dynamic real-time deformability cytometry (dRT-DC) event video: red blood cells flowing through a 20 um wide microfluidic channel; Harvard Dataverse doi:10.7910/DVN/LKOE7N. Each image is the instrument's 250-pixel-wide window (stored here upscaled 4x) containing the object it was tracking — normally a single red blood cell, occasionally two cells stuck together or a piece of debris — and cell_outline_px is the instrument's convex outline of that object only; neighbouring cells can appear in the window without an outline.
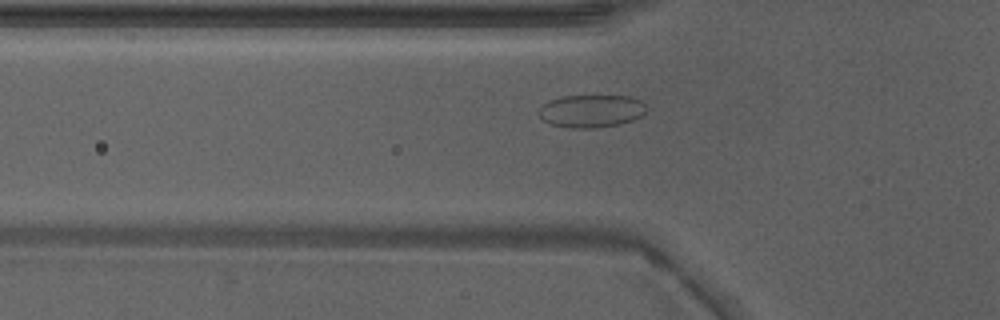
{"species": "Egyptian fruit bat (a non-hibernating species)", "species_latin": "Rousettus aegyptiacus", "temperature_condition": "warm", "stored_images_in_passage": 33, "camera_frame_rate_fps": 3000, "um_per_image_px": 0.085, "animal": {"sex": "male"}, "frame": {"image": 1, "passage_image": 2, "time_ms": 0.333, "image_size_px": [1000, 320], "cell_outline_px": [[644, 112], [640, 116], [632, 120], [620, 124], [592, 128], [572, 128], [552, 124], [544, 120], [536, 112], [548, 100], [560, 96], [628, 96], [640, 100], [644, 104]], "centroid_in_image_um": [50.22, 9.43], "position_along_channel_um": 75.6, "area_um2": 20.35}}
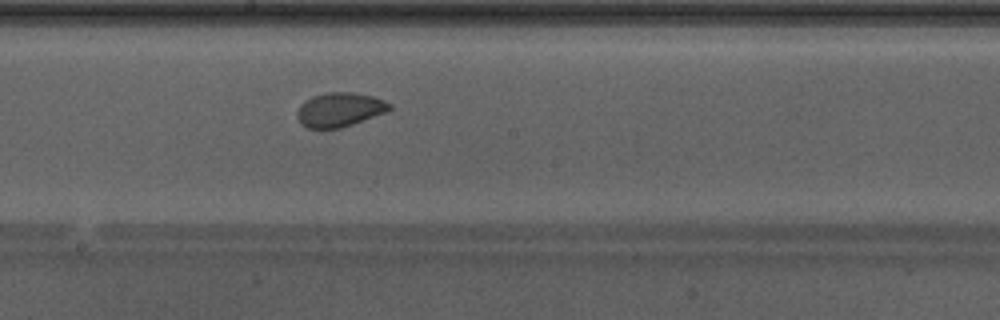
{"frame": {"image": 2, "passage_image": 12, "time_ms": 3.667, "image_size_px": [1000, 320], "cell_outline_px": [[392, 108], [388, 112], [340, 128], [308, 128], [300, 124], [296, 116], [296, 112], [300, 104], [304, 100], [312, 96], [328, 92], [352, 92], [372, 96], [384, 100], [392, 104]], "centroid_in_image_um": [28.86, 9.32], "position_along_channel_um": 219.3, "area_um2": 18.61}}
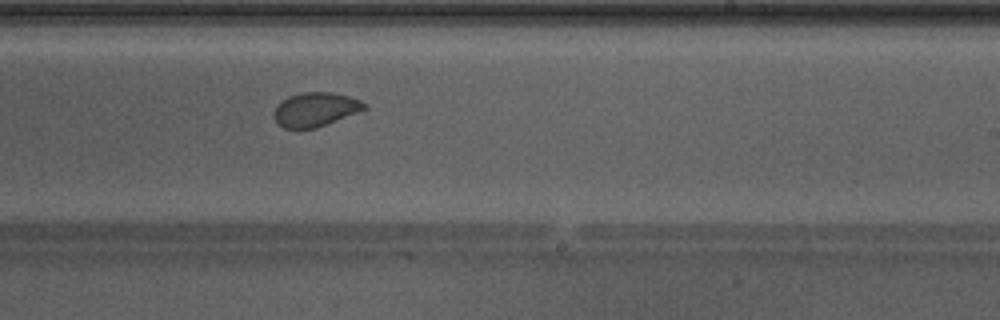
{"frame": {"image": 3, "passage_image": 15, "time_ms": 4.667, "image_size_px": [1000, 320], "cell_outline_px": [[368, 108], [316, 128], [284, 128], [276, 120], [276, 108], [288, 96], [300, 92], [332, 92], [348, 96], [360, 100], [368, 104]], "centroid_in_image_um": [26.87, 9.29], "position_along_channel_um": 262.1, "area_um2": 17.57}, "authors_computed_cell_mechanics": {"area_um2": 18.8428, "velocity_mm_per_s": 4.3007, "shape_relaxation_time_tau1_ms": null, "shape_relaxation_time_tau2_ms": 0.7232, "deformation_change_tau1": null, "deformation_change_tau2": 0.0411}}